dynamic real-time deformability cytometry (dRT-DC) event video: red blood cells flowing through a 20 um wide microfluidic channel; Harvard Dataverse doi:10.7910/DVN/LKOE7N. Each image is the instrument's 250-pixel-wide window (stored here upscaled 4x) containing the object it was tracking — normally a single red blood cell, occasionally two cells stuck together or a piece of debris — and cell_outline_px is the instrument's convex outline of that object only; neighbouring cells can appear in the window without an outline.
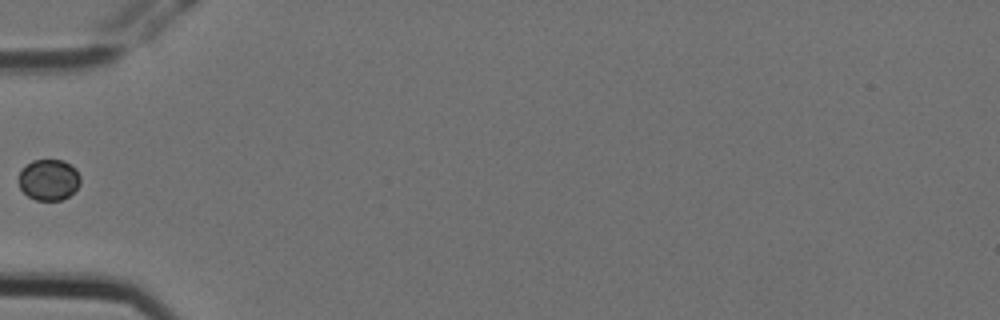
{"species": "Egyptian fruit bat (a non-hibernating species)", "species_latin": "Rousettus aegyptiacus", "temperature_condition": "cold", "stored_images_in_passage": 6, "camera_frame_rate_fps": 3000, "um_per_image_px": 0.085, "animal": {"sex": "female"}, "frame": {"image": 1, "passage_image": 5, "time_ms": 1.333, "image_size_px": [1000, 320], "cell_outline_px": [[80, 184], [68, 196], [60, 200], [36, 200], [28, 196], [20, 188], [20, 172], [32, 160], [64, 160], [76, 168], [80, 176]], "centroid_in_image_um": [4.17, 15.27], "position_along_channel_um": 80.8, "area_um2": 14.57}}
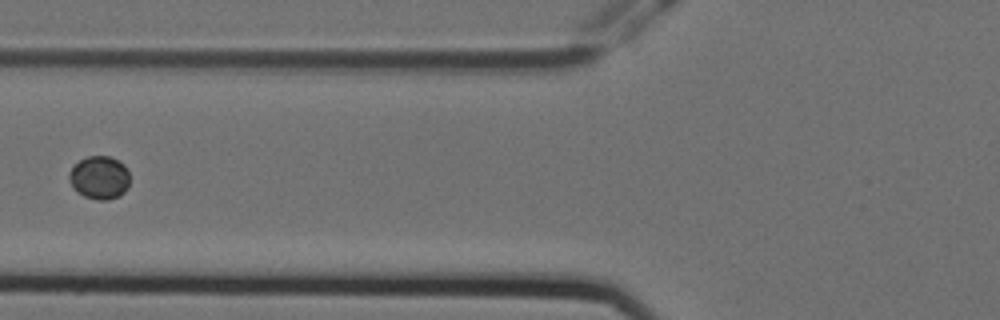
{"frame": {"image": 2, "passage_image": 6, "time_ms": 1.667, "image_size_px": [1000, 320], "cell_outline_px": [[128, 188], [120, 196], [108, 200], [96, 200], [84, 196], [76, 192], [72, 188], [68, 176], [68, 172], [80, 160], [88, 156], [108, 156], [124, 164], [128, 172]], "centroid_in_image_um": [8.43, 15.12], "position_along_channel_um": 117.4, "area_um2": 15.32}}